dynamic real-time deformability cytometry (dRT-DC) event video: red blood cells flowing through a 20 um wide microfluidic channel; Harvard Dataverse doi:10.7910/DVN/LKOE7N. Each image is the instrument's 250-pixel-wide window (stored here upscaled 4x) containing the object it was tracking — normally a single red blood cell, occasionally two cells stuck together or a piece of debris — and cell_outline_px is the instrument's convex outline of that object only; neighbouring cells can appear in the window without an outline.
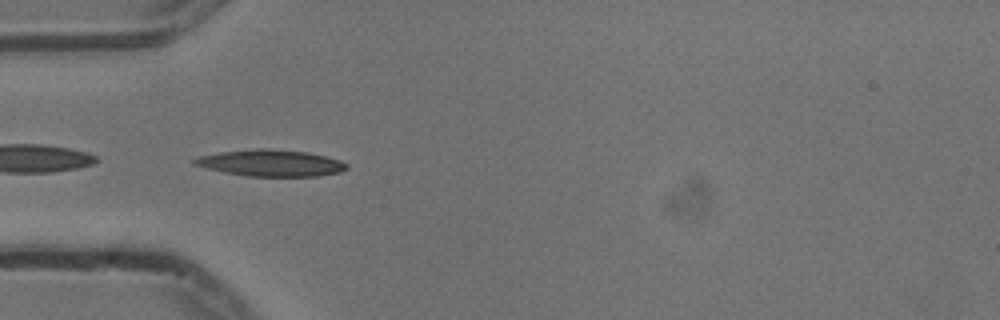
{"species": "common noctule bat (a hibernating species)", "species_latin": "Nyctalus noctula", "temperature_condition": "cold", "stored_images_in_passage": 39, "camera_frame_rate_fps": 3000, "um_per_image_px": 0.085, "animal": {"sex": "male", "body_mass_g": 13.3}, "frame": {"image": 1, "passage_image": 1, "time_ms": 0.0, "image_size_px": [1000, 320], "cell_outline_px": [[348, 168], [340, 172], [320, 176], [248, 176], [224, 172], [192, 164], [192, 160], [200, 156], [220, 152], [256, 148], [268, 148], [308, 152], [340, 160], [348, 164]], "centroid_in_image_um": [23.04, 13.85], "position_along_channel_um": 62.0, "area_um2": 23.52}}
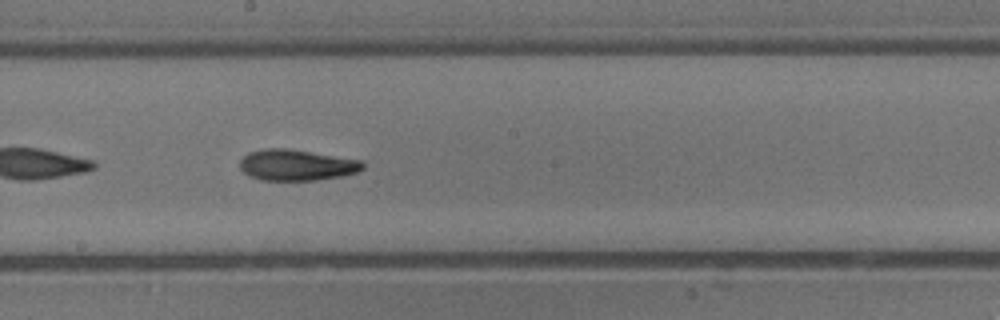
{"frame": {"image": 2, "passage_image": 14, "time_ms": 4.333, "image_size_px": [1000, 320], "cell_outline_px": [[364, 168], [356, 172], [344, 176], [316, 180], [260, 180], [248, 176], [240, 168], [240, 160], [248, 152], [264, 148], [288, 148], [364, 160]], "centroid_in_image_um": [25.22, 14.02], "position_along_channel_um": 223.0, "area_um2": 22.54}}
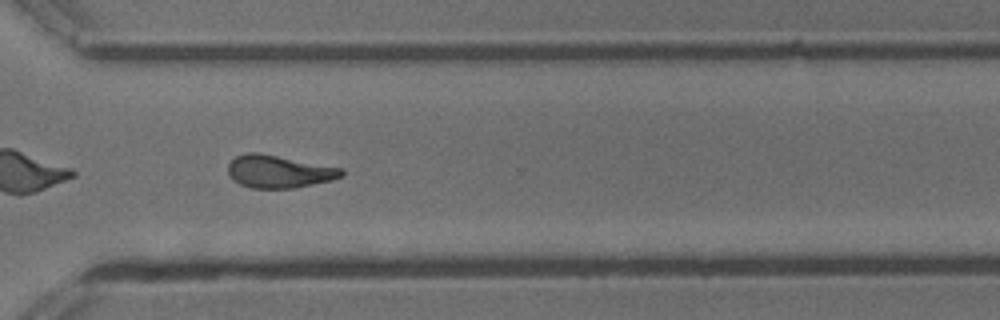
{"frame": {"image": 3, "passage_image": 24, "time_ms": 7.667, "image_size_px": [1000, 320], "cell_outline_px": [[344, 176], [332, 180], [292, 188], [252, 188], [240, 184], [232, 180], [228, 172], [228, 164], [236, 156], [248, 152], [260, 152], [344, 168]], "centroid_in_image_um": [23.72, 14.57], "position_along_channel_um": 346.9, "area_um2": 21.79}, "authors_computed_cell_mechanics": {"area_um2": 21.7906, "velocity_mm_per_s": 3.7378, "shape_relaxation_time_tau1_ms": 6.062, "shape_relaxation_time_tau2_ms": 5.6011, "deformation_change_tau1": 0.2002, "deformation_change_tau2": 0.1482}}